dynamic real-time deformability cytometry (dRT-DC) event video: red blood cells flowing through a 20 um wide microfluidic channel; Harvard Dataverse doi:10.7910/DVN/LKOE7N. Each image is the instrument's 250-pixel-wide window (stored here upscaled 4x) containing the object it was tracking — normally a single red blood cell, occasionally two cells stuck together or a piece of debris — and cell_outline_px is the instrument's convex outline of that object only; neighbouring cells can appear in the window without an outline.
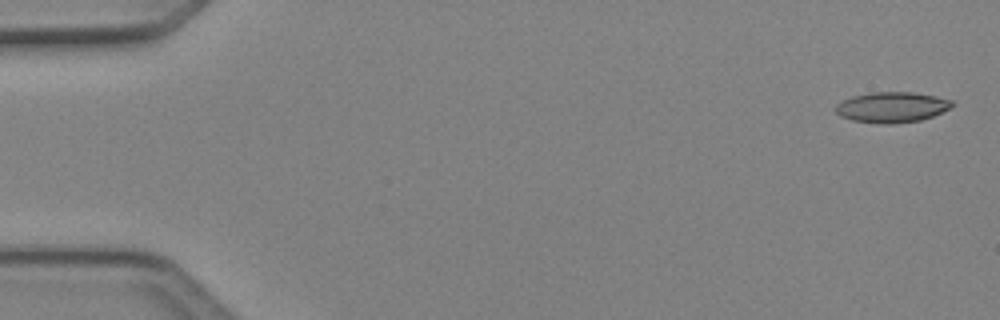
{"species": "Egyptian fruit bat (a non-hibernating species)", "species_latin": "Rousettus aegyptiacus", "temperature_condition": "cold", "stored_images_in_passage": 5, "camera_frame_rate_fps": 3000, "um_per_image_px": 0.085, "animal": {"sex": "female"}, "frame": {"image": 1, "passage_image": 1, "time_ms": 0.0, "image_size_px": [1000, 320], "cell_outline_px": [[956, 104], [932, 116], [920, 120], [892, 124], [884, 124], [852, 120], [840, 116], [836, 112], [836, 104], [852, 96], [872, 92], [912, 92], [936, 96], [952, 100]], "centroid_in_image_um": [75.81, 9.11], "position_along_channel_um": 9.2, "area_um2": 20.58}}
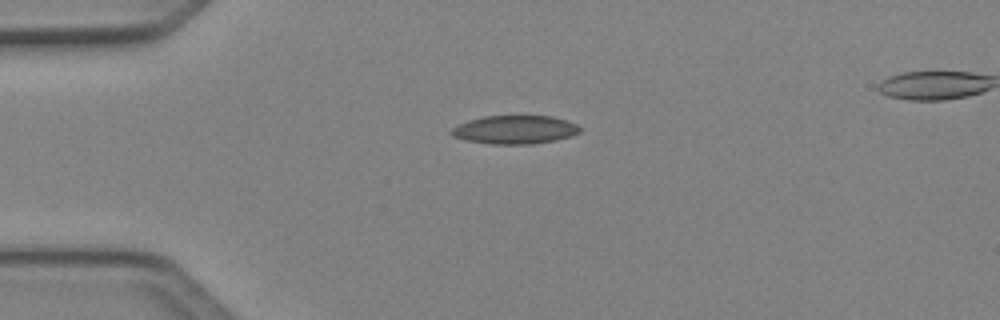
{"frame": {"image": 2, "passage_image": 4, "time_ms": 1.0, "image_size_px": [1000, 320], "cell_outline_px": [[580, 132], [572, 136], [556, 140], [532, 144], [492, 144], [464, 140], [452, 136], [448, 132], [452, 128], [468, 120], [484, 116], [552, 116], [576, 124], [580, 128]], "centroid_in_image_um": [43.74, 11.03], "position_along_channel_um": 41.3, "area_um2": 21.33}}